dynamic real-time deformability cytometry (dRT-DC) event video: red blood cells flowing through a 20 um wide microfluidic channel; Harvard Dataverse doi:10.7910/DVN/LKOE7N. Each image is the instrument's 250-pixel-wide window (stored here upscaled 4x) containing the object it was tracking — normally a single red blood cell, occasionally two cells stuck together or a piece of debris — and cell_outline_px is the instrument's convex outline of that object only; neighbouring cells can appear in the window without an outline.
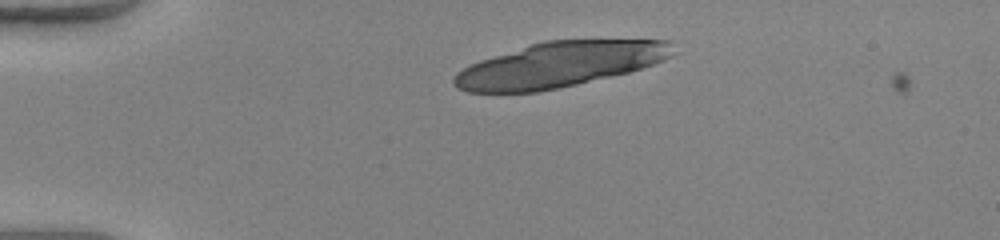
{"species": "human", "species_latin": "Homo sapiens", "temperature_condition": "warm", "stored_images_in_passage": 5, "camera_frame_rate_fps": 3000, "um_per_image_px": 0.085, "donor": {"sex": "female"}, "frame": {"image": 1, "passage_image": 4, "time_ms": 1.0, "image_size_px": [1000, 240], "cell_outline_px": [[680, 52], [664, 60], [628, 72], [576, 84], [536, 92], [468, 92], [456, 88], [452, 84], [452, 76], [456, 72], [480, 60], [544, 40], [672, 40]], "centroid_in_image_um": [47.6, 5.48], "position_along_channel_um": 37.4, "area_um2": 57.51}}